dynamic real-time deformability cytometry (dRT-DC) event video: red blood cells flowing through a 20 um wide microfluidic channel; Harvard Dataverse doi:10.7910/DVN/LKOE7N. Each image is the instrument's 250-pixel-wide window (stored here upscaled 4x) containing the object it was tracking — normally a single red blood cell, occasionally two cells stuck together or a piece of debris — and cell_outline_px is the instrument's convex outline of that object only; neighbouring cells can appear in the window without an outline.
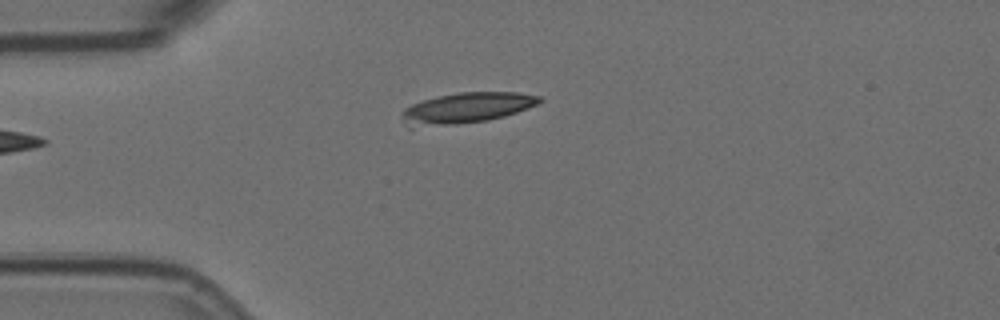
{"species": "Egyptian fruit bat (a non-hibernating species)", "species_latin": "Rousettus aegyptiacus", "temperature_condition": "room temperature", "stored_images_in_passage": 39, "camera_frame_rate_fps": 3000, "um_per_image_px": 0.085, "animal": {"sex": "female"}, "frame": {"image": 1, "passage_image": 1, "time_ms": 0.0, "image_size_px": [1000, 320], "cell_outline_px": [[544, 100], [528, 108], [504, 116], [488, 120], [408, 128], [404, 116], [404, 108], [412, 104], [424, 100], [440, 96], [460, 92], [516, 92], [540, 96]], "centroid_in_image_um": [39.69, 9.16], "position_along_channel_um": 45.3, "area_um2": 24.04}}
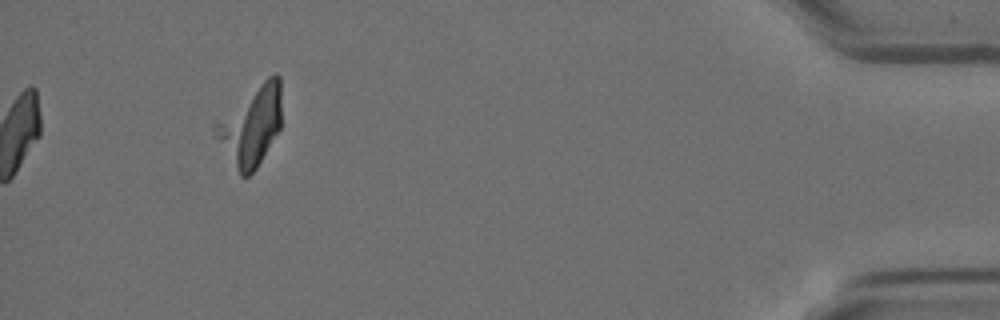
{"frame": {"image": 2, "passage_image": 39, "time_ms": 12.667, "image_size_px": [1000, 320], "cell_outline_px": [[280, 128], [256, 168], [248, 176], [240, 176], [216, 136], [212, 128], [212, 124], [216, 120], [268, 76], [276, 72], [280, 76]], "centroid_in_image_um": [21.33, 10.66], "position_along_channel_um": 413.9, "area_um2": 29.88}}